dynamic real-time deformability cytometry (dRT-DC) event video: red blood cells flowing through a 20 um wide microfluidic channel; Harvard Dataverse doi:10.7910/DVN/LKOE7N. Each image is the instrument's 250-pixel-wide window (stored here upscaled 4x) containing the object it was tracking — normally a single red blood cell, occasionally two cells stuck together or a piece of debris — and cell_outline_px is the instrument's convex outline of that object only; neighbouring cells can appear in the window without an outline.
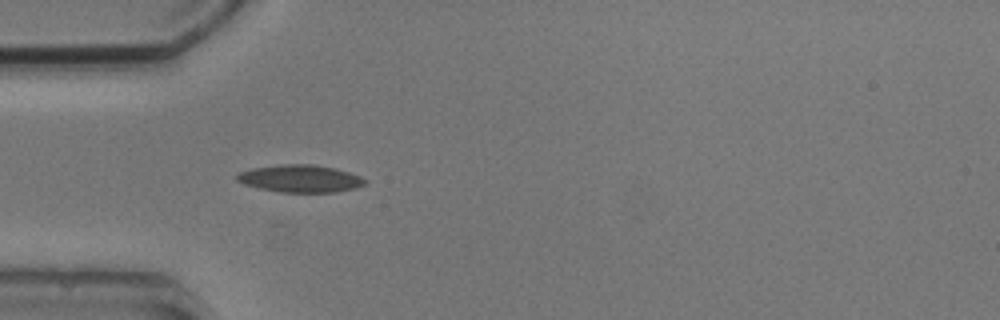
{"species": "common noctule bat (a hibernating species)", "species_latin": "Nyctalus noctula", "temperature_condition": "cold", "stored_images_in_passage": 1, "camera_frame_rate_fps": 3000, "um_per_image_px": 0.085, "animal": {"sex": "male", "body_mass_g": 20.5, "forearm_length_mm": 52.5}, "frame": {"image": 1, "passage_image": 1, "time_ms": 0.0, "image_size_px": [1000, 320], "cell_outline_px": [[368, 180], [364, 184], [356, 188], [336, 192], [280, 192], [260, 188], [244, 184], [236, 180], [236, 176], [240, 172], [252, 168], [284, 164], [312, 164], [336, 168], [360, 176]], "centroid_in_image_um": [25.54, 15.18], "position_along_channel_um": 59.5, "area_um2": 20.4}}